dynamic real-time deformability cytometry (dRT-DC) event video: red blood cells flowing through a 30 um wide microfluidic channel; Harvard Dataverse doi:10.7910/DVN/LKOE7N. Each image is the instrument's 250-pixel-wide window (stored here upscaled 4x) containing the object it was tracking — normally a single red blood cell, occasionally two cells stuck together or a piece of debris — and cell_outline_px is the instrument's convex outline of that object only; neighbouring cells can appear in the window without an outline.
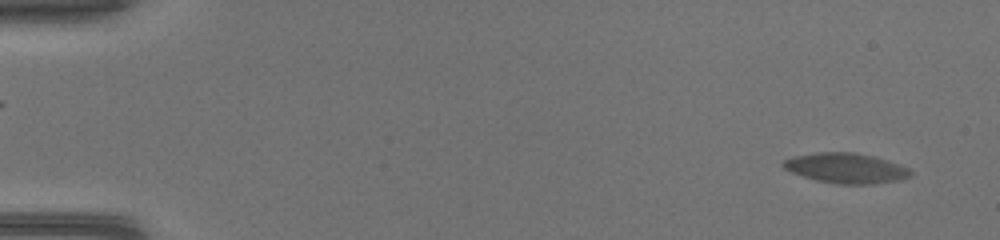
{"species": "common noctule bat (a hibernating species)", "species_latin": "Nyctalus noctula", "temperature_condition": "warm", "stored_images_in_passage": 51, "camera_frame_rate_fps": 3000, "um_per_image_px": 0.085, "animal": {"sex": "female", "body_mass_g": 17.0, "forearm_length_mm": 48.0}, "frame": {"image": 1, "passage_image": 1, "time_ms": 0.0, "image_size_px": [1000, 240], "cell_outline_px": [[912, 176], [896, 180], [872, 184], [836, 184], [816, 180], [792, 172], [784, 168], [780, 164], [784, 160], [796, 156], [816, 152], [852, 152], [872, 156], [900, 164], [908, 168], [912, 172]], "centroid_in_image_um": [71.91, 14.29], "position_along_channel_um": 13.1, "area_um2": 22.14}}
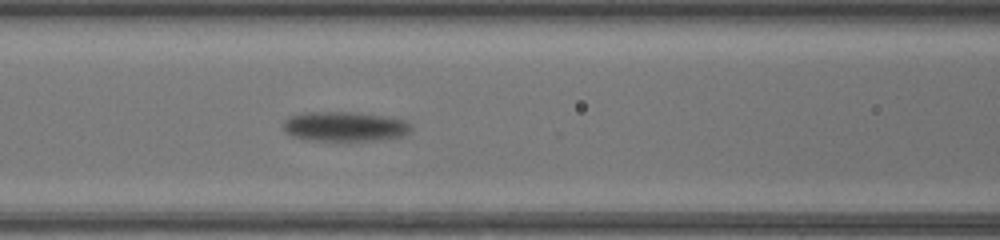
{"frame": {"image": 2, "passage_image": 22, "time_ms": 7.0, "image_size_px": [1000, 240], "cell_outline_px": [[412, 128], [404, 136], [376, 140], [308, 140], [292, 136], [284, 128], [284, 120], [288, 116], [304, 112], [352, 112], [384, 116], [404, 120], [412, 124]], "centroid_in_image_um": [29.31, 10.74], "position_along_channel_um": 137.3, "area_um2": 22.02}}
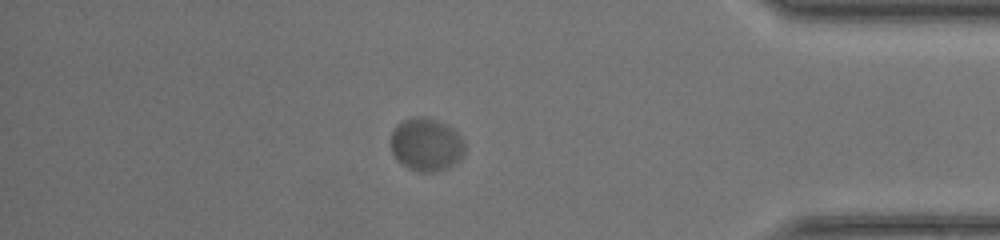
{"frame": {"image": 3, "passage_image": 44, "time_ms": 14.333, "image_size_px": [1000, 240], "cell_outline_px": [[464, 152], [460, 160], [448, 168], [436, 172], [416, 172], [400, 164], [396, 160], [392, 152], [392, 132], [396, 124], [412, 116], [424, 116], [436, 120], [452, 128], [464, 140]], "centroid_in_image_um": [36.22, 12.3], "position_along_channel_um": 399.0, "area_um2": 23.12}}